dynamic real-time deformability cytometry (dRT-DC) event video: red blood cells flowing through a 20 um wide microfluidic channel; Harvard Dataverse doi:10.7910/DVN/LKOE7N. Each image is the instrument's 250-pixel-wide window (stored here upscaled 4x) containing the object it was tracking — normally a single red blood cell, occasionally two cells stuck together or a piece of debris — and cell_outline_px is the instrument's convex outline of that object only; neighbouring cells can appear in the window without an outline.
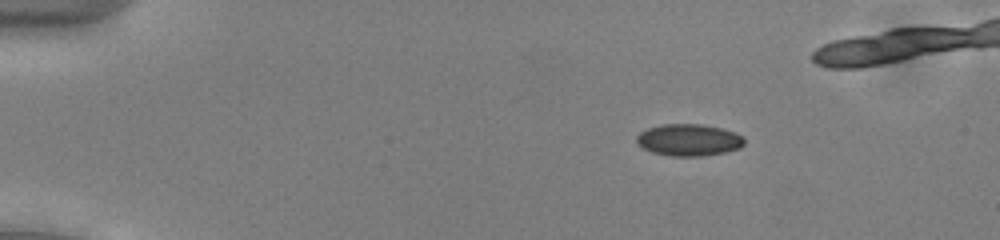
{"species": "common noctule bat (a hibernating species)", "species_latin": "Nyctalus noctula", "temperature_condition": "cold", "stored_images_in_passage": 40, "camera_frame_rate_fps": 3000, "um_per_image_px": 0.085, "animal": {"sex": "male", "body_mass_g": 13.0, "forearm_length_mm": 53.1}, "frame": {"image": 1, "passage_image": 1, "time_ms": 0.0, "image_size_px": [1000, 240], "cell_outline_px": [[744, 144], [740, 148], [724, 152], [704, 156], [668, 156], [652, 152], [636, 144], [636, 136], [640, 132], [648, 128], [664, 124], [700, 124], [720, 128], [736, 132], [744, 136]], "centroid_in_image_um": [58.55, 11.9], "position_along_channel_um": 26.5, "area_um2": 20.11}}
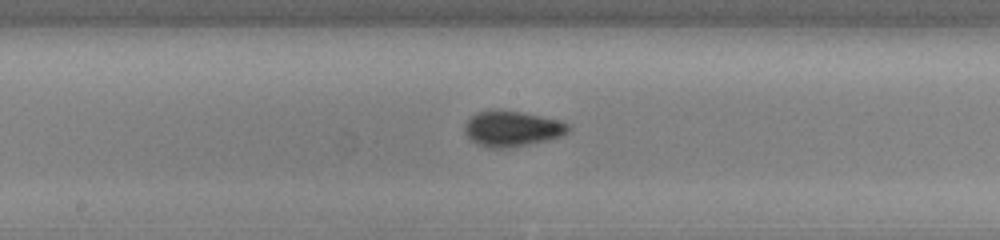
{"frame": {"image": 2, "passage_image": 21, "time_ms": 6.667, "image_size_px": [1000, 240], "cell_outline_px": [[572, 128], [568, 132], [560, 136], [548, 140], [508, 148], [488, 148], [476, 144], [464, 132], [464, 124], [476, 112], [492, 108], [496, 108], [524, 112], [560, 120], [568, 124]], "centroid_in_image_um": [43.51, 10.91], "position_along_channel_um": 204.7, "area_um2": 21.91}}
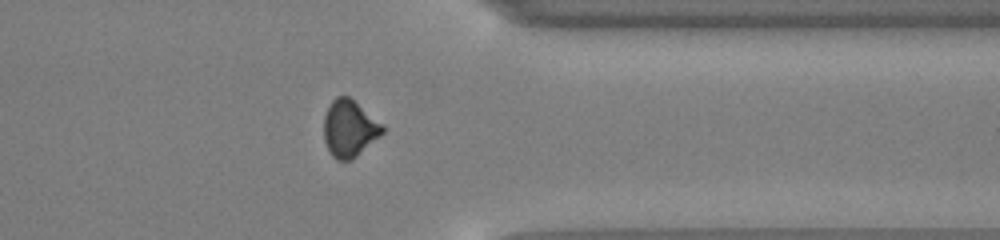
{"frame": {"image": 3, "passage_image": 35, "time_ms": 11.333, "image_size_px": [1000, 240], "cell_outline_px": [[384, 132], [380, 136], [352, 160], [336, 160], [328, 152], [324, 140], [324, 116], [332, 100], [336, 96], [348, 96], [384, 124]], "centroid_in_image_um": [29.7, 10.93], "position_along_channel_um": 381.7, "area_um2": 19.54}}